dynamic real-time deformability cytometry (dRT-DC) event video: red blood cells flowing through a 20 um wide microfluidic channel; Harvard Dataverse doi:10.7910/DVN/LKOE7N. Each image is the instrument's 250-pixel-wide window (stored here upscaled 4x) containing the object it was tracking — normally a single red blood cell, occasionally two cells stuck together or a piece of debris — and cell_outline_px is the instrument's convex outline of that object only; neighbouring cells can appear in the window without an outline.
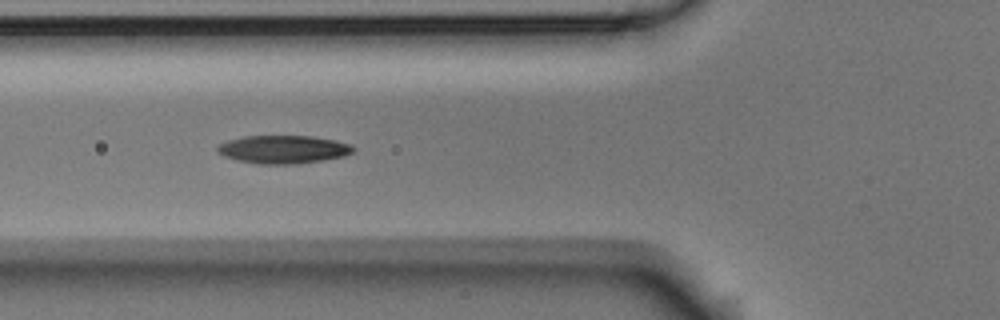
{"species": "Egyptian fruit bat (a non-hibernating species)", "species_latin": "Rousettus aegyptiacus", "temperature_condition": "room temperature", "stored_images_in_passage": 9, "camera_frame_rate_fps": 3000, "um_per_image_px": 0.085, "animal": {"sex": "male"}, "frame": {"image": 1, "passage_image": 6, "time_ms": 1.667, "image_size_px": [1000, 320], "cell_outline_px": [[356, 148], [352, 152], [344, 156], [296, 164], [260, 164], [236, 160], [224, 156], [216, 152], [216, 148], [220, 144], [228, 140], [244, 136], [312, 136], [336, 140], [352, 144]], "centroid_in_image_um": [24.08, 12.69], "position_along_channel_um": 101.7, "area_um2": 22.31}}
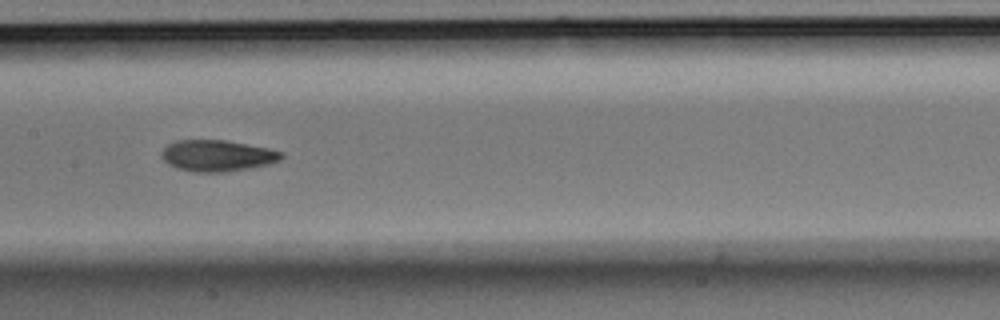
{"frame": {"image": 2, "passage_image": 8, "time_ms": 2.333, "image_size_px": [1000, 320], "cell_outline_px": [[284, 156], [280, 160], [268, 164], [252, 168], [224, 172], [192, 172], [176, 168], [168, 164], [160, 156], [160, 152], [168, 144], [176, 140], [224, 140], [268, 148], [284, 152]], "centroid_in_image_um": [18.46, 13.24], "position_along_channel_um": 188.9, "area_um2": 22.02}}
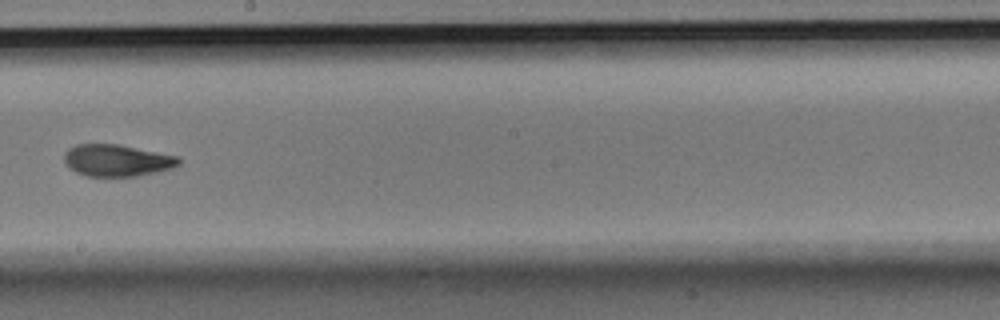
{"frame": {"image": 3, "passage_image": 9, "time_ms": 2.667, "image_size_px": [1000, 320], "cell_outline_px": [[180, 164], [172, 168], [156, 172], [136, 176], [88, 176], [76, 172], [64, 160], [64, 152], [68, 148], [76, 144], [120, 144], [180, 156]], "centroid_in_image_um": [9.98, 13.62], "position_along_channel_um": 238.2, "area_um2": 21.33}}